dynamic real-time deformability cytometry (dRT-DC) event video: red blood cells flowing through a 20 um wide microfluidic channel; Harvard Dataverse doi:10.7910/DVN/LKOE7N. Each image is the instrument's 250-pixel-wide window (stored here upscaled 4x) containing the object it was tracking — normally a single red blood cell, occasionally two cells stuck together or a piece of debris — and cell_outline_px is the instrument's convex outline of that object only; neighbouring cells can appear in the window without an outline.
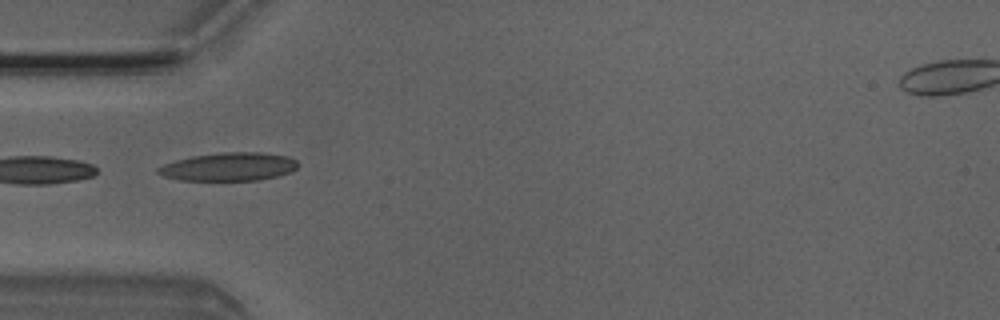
{"species": "Egyptian fruit bat (a non-hibernating species)", "species_latin": "Rousettus aegyptiacus", "temperature_condition": "room temperature", "stored_images_in_passage": 4, "camera_frame_rate_fps": 3000, "um_per_image_px": 0.085, "animal": {"sex": "male"}, "frame": {"image": 1, "passage_image": 3, "time_ms": 0.667, "image_size_px": [1000, 320], "cell_outline_px": [[300, 164], [292, 172], [276, 176], [256, 180], [180, 180], [164, 176], [156, 172], [156, 168], [164, 164], [176, 160], [192, 156], [224, 152], [260, 152], [288, 156], [296, 160]], "centroid_in_image_um": [19.47, 14.17], "position_along_channel_um": 65.5, "area_um2": 23.0}}